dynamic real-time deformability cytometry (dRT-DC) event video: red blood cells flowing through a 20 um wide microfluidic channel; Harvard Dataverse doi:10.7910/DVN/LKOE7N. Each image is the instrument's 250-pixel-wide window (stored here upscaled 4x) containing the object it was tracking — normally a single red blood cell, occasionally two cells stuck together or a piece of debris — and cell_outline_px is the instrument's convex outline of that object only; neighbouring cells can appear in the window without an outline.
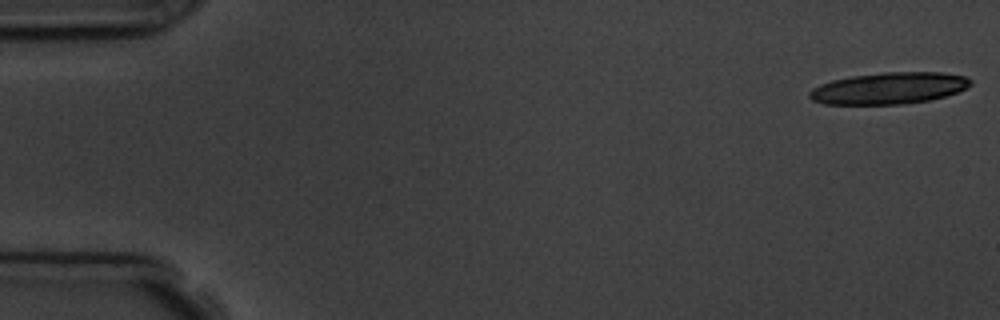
{"species": "common noctule bat (a hibernating species)", "species_latin": "Nyctalus noctula", "temperature_condition": "room temperature", "stored_images_in_passage": 2, "camera_frame_rate_fps": 3000, "um_per_image_px": 0.085, "animal": {"sex": "male", "body_mass_g": 19.5, "forearm_length_mm": 54.6}, "frame": {"image": 1, "passage_image": 2, "time_ms": 2.0, "image_size_px": [1000, 320], "cell_outline_px": [[972, 84], [956, 92], [944, 96], [928, 100], [904, 104], [824, 104], [812, 100], [808, 96], [808, 92], [812, 88], [820, 84], [832, 80], [852, 76], [884, 72], [940, 72], [968, 76], [972, 80]], "centroid_in_image_um": [75.55, 7.49], "position_along_channel_um": 9.5, "area_um2": 29.71}}